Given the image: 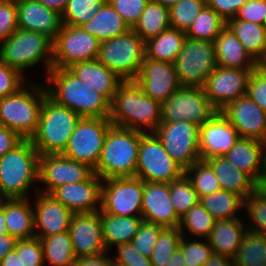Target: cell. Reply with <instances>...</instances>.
I'll list each match as a JSON object with an SVG mask.
<instances>
[{"label": "cell", "instance_id": "1", "mask_svg": "<svg viewBox=\"0 0 266 266\" xmlns=\"http://www.w3.org/2000/svg\"><path fill=\"white\" fill-rule=\"evenodd\" d=\"M48 96L83 117L109 118L110 102L68 68H53L45 76Z\"/></svg>", "mask_w": 266, "mask_h": 266}, {"label": "cell", "instance_id": "2", "mask_svg": "<svg viewBox=\"0 0 266 266\" xmlns=\"http://www.w3.org/2000/svg\"><path fill=\"white\" fill-rule=\"evenodd\" d=\"M113 125L153 133L161 123V104L146 95L135 81H122L110 103ZM143 127V128H142Z\"/></svg>", "mask_w": 266, "mask_h": 266}, {"label": "cell", "instance_id": "3", "mask_svg": "<svg viewBox=\"0 0 266 266\" xmlns=\"http://www.w3.org/2000/svg\"><path fill=\"white\" fill-rule=\"evenodd\" d=\"M143 132L112 125L93 169L102 180L135 176Z\"/></svg>", "mask_w": 266, "mask_h": 266}, {"label": "cell", "instance_id": "4", "mask_svg": "<svg viewBox=\"0 0 266 266\" xmlns=\"http://www.w3.org/2000/svg\"><path fill=\"white\" fill-rule=\"evenodd\" d=\"M39 154L30 139L0 157V195L3 199H25L39 181Z\"/></svg>", "mask_w": 266, "mask_h": 266}, {"label": "cell", "instance_id": "5", "mask_svg": "<svg viewBox=\"0 0 266 266\" xmlns=\"http://www.w3.org/2000/svg\"><path fill=\"white\" fill-rule=\"evenodd\" d=\"M33 84L29 81L16 93L0 98V124L23 139H30L36 133L42 103L48 95L46 85Z\"/></svg>", "mask_w": 266, "mask_h": 266}, {"label": "cell", "instance_id": "6", "mask_svg": "<svg viewBox=\"0 0 266 266\" xmlns=\"http://www.w3.org/2000/svg\"><path fill=\"white\" fill-rule=\"evenodd\" d=\"M81 118L47 95L42 103L37 131L30 138L38 154H62Z\"/></svg>", "mask_w": 266, "mask_h": 266}, {"label": "cell", "instance_id": "7", "mask_svg": "<svg viewBox=\"0 0 266 266\" xmlns=\"http://www.w3.org/2000/svg\"><path fill=\"white\" fill-rule=\"evenodd\" d=\"M53 41L46 34L18 28L0 45V59L22 75L42 61L48 74L52 69Z\"/></svg>", "mask_w": 266, "mask_h": 266}, {"label": "cell", "instance_id": "8", "mask_svg": "<svg viewBox=\"0 0 266 266\" xmlns=\"http://www.w3.org/2000/svg\"><path fill=\"white\" fill-rule=\"evenodd\" d=\"M145 57V42L132 30L100 42L97 60L122 81H135Z\"/></svg>", "mask_w": 266, "mask_h": 266}, {"label": "cell", "instance_id": "9", "mask_svg": "<svg viewBox=\"0 0 266 266\" xmlns=\"http://www.w3.org/2000/svg\"><path fill=\"white\" fill-rule=\"evenodd\" d=\"M174 65L182 86L203 87L218 66L214 42L186 37Z\"/></svg>", "mask_w": 266, "mask_h": 266}, {"label": "cell", "instance_id": "10", "mask_svg": "<svg viewBox=\"0 0 266 266\" xmlns=\"http://www.w3.org/2000/svg\"><path fill=\"white\" fill-rule=\"evenodd\" d=\"M185 174L154 133H143L139 143L135 176L144 182L170 183Z\"/></svg>", "mask_w": 266, "mask_h": 266}, {"label": "cell", "instance_id": "11", "mask_svg": "<svg viewBox=\"0 0 266 266\" xmlns=\"http://www.w3.org/2000/svg\"><path fill=\"white\" fill-rule=\"evenodd\" d=\"M216 112L203 87L182 86L161 105V123L185 120L202 126Z\"/></svg>", "mask_w": 266, "mask_h": 266}, {"label": "cell", "instance_id": "12", "mask_svg": "<svg viewBox=\"0 0 266 266\" xmlns=\"http://www.w3.org/2000/svg\"><path fill=\"white\" fill-rule=\"evenodd\" d=\"M112 125L109 118H81L62 155L70 160L86 163L94 169Z\"/></svg>", "mask_w": 266, "mask_h": 266}, {"label": "cell", "instance_id": "13", "mask_svg": "<svg viewBox=\"0 0 266 266\" xmlns=\"http://www.w3.org/2000/svg\"><path fill=\"white\" fill-rule=\"evenodd\" d=\"M143 192L144 181L136 176L103 179L101 211L115 216H142Z\"/></svg>", "mask_w": 266, "mask_h": 266}, {"label": "cell", "instance_id": "14", "mask_svg": "<svg viewBox=\"0 0 266 266\" xmlns=\"http://www.w3.org/2000/svg\"><path fill=\"white\" fill-rule=\"evenodd\" d=\"M100 41L80 26L63 24L53 41V68H69L71 65L95 60Z\"/></svg>", "mask_w": 266, "mask_h": 266}, {"label": "cell", "instance_id": "15", "mask_svg": "<svg viewBox=\"0 0 266 266\" xmlns=\"http://www.w3.org/2000/svg\"><path fill=\"white\" fill-rule=\"evenodd\" d=\"M153 133L184 170L200 160L198 125L185 120L160 123Z\"/></svg>", "mask_w": 266, "mask_h": 266}, {"label": "cell", "instance_id": "16", "mask_svg": "<svg viewBox=\"0 0 266 266\" xmlns=\"http://www.w3.org/2000/svg\"><path fill=\"white\" fill-rule=\"evenodd\" d=\"M253 70L217 66L207 77L203 89L217 111L233 100L247 95L248 81Z\"/></svg>", "mask_w": 266, "mask_h": 266}, {"label": "cell", "instance_id": "17", "mask_svg": "<svg viewBox=\"0 0 266 266\" xmlns=\"http://www.w3.org/2000/svg\"><path fill=\"white\" fill-rule=\"evenodd\" d=\"M94 173L93 168L83 162L70 160L62 154L39 156V182L44 184L42 193L50 194L58 186L87 180Z\"/></svg>", "mask_w": 266, "mask_h": 266}, {"label": "cell", "instance_id": "18", "mask_svg": "<svg viewBox=\"0 0 266 266\" xmlns=\"http://www.w3.org/2000/svg\"><path fill=\"white\" fill-rule=\"evenodd\" d=\"M135 82L142 91L161 105L182 87L174 63L144 57Z\"/></svg>", "mask_w": 266, "mask_h": 266}, {"label": "cell", "instance_id": "19", "mask_svg": "<svg viewBox=\"0 0 266 266\" xmlns=\"http://www.w3.org/2000/svg\"><path fill=\"white\" fill-rule=\"evenodd\" d=\"M76 258L107 253L103 241L101 210L74 213L68 229Z\"/></svg>", "mask_w": 266, "mask_h": 266}, {"label": "cell", "instance_id": "20", "mask_svg": "<svg viewBox=\"0 0 266 266\" xmlns=\"http://www.w3.org/2000/svg\"><path fill=\"white\" fill-rule=\"evenodd\" d=\"M220 112L236 128L241 138H252L266 143V112L248 95L233 100Z\"/></svg>", "mask_w": 266, "mask_h": 266}, {"label": "cell", "instance_id": "21", "mask_svg": "<svg viewBox=\"0 0 266 266\" xmlns=\"http://www.w3.org/2000/svg\"><path fill=\"white\" fill-rule=\"evenodd\" d=\"M239 139L240 135L236 128L217 111L207 122L199 126L200 159L224 157Z\"/></svg>", "mask_w": 266, "mask_h": 266}, {"label": "cell", "instance_id": "22", "mask_svg": "<svg viewBox=\"0 0 266 266\" xmlns=\"http://www.w3.org/2000/svg\"><path fill=\"white\" fill-rule=\"evenodd\" d=\"M101 184L102 179L93 173L83 182L58 186L50 194L73 213L97 212L101 210Z\"/></svg>", "mask_w": 266, "mask_h": 266}, {"label": "cell", "instance_id": "23", "mask_svg": "<svg viewBox=\"0 0 266 266\" xmlns=\"http://www.w3.org/2000/svg\"><path fill=\"white\" fill-rule=\"evenodd\" d=\"M36 195L33 208L35 237L44 238L67 232L74 213L51 194L40 192L39 188Z\"/></svg>", "mask_w": 266, "mask_h": 266}, {"label": "cell", "instance_id": "24", "mask_svg": "<svg viewBox=\"0 0 266 266\" xmlns=\"http://www.w3.org/2000/svg\"><path fill=\"white\" fill-rule=\"evenodd\" d=\"M142 218L162 227H179L181 218L171 202L168 183L144 182Z\"/></svg>", "mask_w": 266, "mask_h": 266}, {"label": "cell", "instance_id": "25", "mask_svg": "<svg viewBox=\"0 0 266 266\" xmlns=\"http://www.w3.org/2000/svg\"><path fill=\"white\" fill-rule=\"evenodd\" d=\"M18 28L43 33L56 38L61 30V14L47 8L37 0H17Z\"/></svg>", "mask_w": 266, "mask_h": 266}, {"label": "cell", "instance_id": "26", "mask_svg": "<svg viewBox=\"0 0 266 266\" xmlns=\"http://www.w3.org/2000/svg\"><path fill=\"white\" fill-rule=\"evenodd\" d=\"M224 157L256 183L265 170L266 143L257 139L240 137Z\"/></svg>", "mask_w": 266, "mask_h": 266}, {"label": "cell", "instance_id": "27", "mask_svg": "<svg viewBox=\"0 0 266 266\" xmlns=\"http://www.w3.org/2000/svg\"><path fill=\"white\" fill-rule=\"evenodd\" d=\"M68 69L90 88L102 94L110 103L118 85L122 82L112 70L97 59L75 63Z\"/></svg>", "mask_w": 266, "mask_h": 266}, {"label": "cell", "instance_id": "28", "mask_svg": "<svg viewBox=\"0 0 266 266\" xmlns=\"http://www.w3.org/2000/svg\"><path fill=\"white\" fill-rule=\"evenodd\" d=\"M243 219L216 220L207 238L214 253L233 258L247 231Z\"/></svg>", "mask_w": 266, "mask_h": 266}, {"label": "cell", "instance_id": "29", "mask_svg": "<svg viewBox=\"0 0 266 266\" xmlns=\"http://www.w3.org/2000/svg\"><path fill=\"white\" fill-rule=\"evenodd\" d=\"M214 44L218 66L235 69L255 68V60L227 27L220 32Z\"/></svg>", "mask_w": 266, "mask_h": 266}, {"label": "cell", "instance_id": "30", "mask_svg": "<svg viewBox=\"0 0 266 266\" xmlns=\"http://www.w3.org/2000/svg\"><path fill=\"white\" fill-rule=\"evenodd\" d=\"M214 170L222 190L231 192L245 200L256 191V183L244 172L229 163L225 157L205 160Z\"/></svg>", "mask_w": 266, "mask_h": 266}, {"label": "cell", "instance_id": "31", "mask_svg": "<svg viewBox=\"0 0 266 266\" xmlns=\"http://www.w3.org/2000/svg\"><path fill=\"white\" fill-rule=\"evenodd\" d=\"M29 198L4 199V215L8 232L19 239L35 237L34 212Z\"/></svg>", "mask_w": 266, "mask_h": 266}, {"label": "cell", "instance_id": "32", "mask_svg": "<svg viewBox=\"0 0 266 266\" xmlns=\"http://www.w3.org/2000/svg\"><path fill=\"white\" fill-rule=\"evenodd\" d=\"M80 27L100 42L123 35L131 29L109 2Z\"/></svg>", "mask_w": 266, "mask_h": 266}, {"label": "cell", "instance_id": "33", "mask_svg": "<svg viewBox=\"0 0 266 266\" xmlns=\"http://www.w3.org/2000/svg\"><path fill=\"white\" fill-rule=\"evenodd\" d=\"M142 221V216H115L101 211L103 241L107 251L111 245L131 242Z\"/></svg>", "mask_w": 266, "mask_h": 266}, {"label": "cell", "instance_id": "34", "mask_svg": "<svg viewBox=\"0 0 266 266\" xmlns=\"http://www.w3.org/2000/svg\"><path fill=\"white\" fill-rule=\"evenodd\" d=\"M185 38V32L169 27L160 35L145 42V57L155 61L174 63Z\"/></svg>", "mask_w": 266, "mask_h": 266}, {"label": "cell", "instance_id": "35", "mask_svg": "<svg viewBox=\"0 0 266 266\" xmlns=\"http://www.w3.org/2000/svg\"><path fill=\"white\" fill-rule=\"evenodd\" d=\"M226 27L232 31L248 54L256 61L266 48V26L234 17L226 22Z\"/></svg>", "mask_w": 266, "mask_h": 266}, {"label": "cell", "instance_id": "36", "mask_svg": "<svg viewBox=\"0 0 266 266\" xmlns=\"http://www.w3.org/2000/svg\"><path fill=\"white\" fill-rule=\"evenodd\" d=\"M170 26L169 8L149 1L132 30L144 41L160 35Z\"/></svg>", "mask_w": 266, "mask_h": 266}, {"label": "cell", "instance_id": "37", "mask_svg": "<svg viewBox=\"0 0 266 266\" xmlns=\"http://www.w3.org/2000/svg\"><path fill=\"white\" fill-rule=\"evenodd\" d=\"M199 202L216 220L237 219V212L244 208L240 196L225 190L200 197Z\"/></svg>", "mask_w": 266, "mask_h": 266}, {"label": "cell", "instance_id": "38", "mask_svg": "<svg viewBox=\"0 0 266 266\" xmlns=\"http://www.w3.org/2000/svg\"><path fill=\"white\" fill-rule=\"evenodd\" d=\"M43 250L44 262L51 266H73L76 256L72 241L67 232L39 238Z\"/></svg>", "mask_w": 266, "mask_h": 266}, {"label": "cell", "instance_id": "39", "mask_svg": "<svg viewBox=\"0 0 266 266\" xmlns=\"http://www.w3.org/2000/svg\"><path fill=\"white\" fill-rule=\"evenodd\" d=\"M234 266H266V235L247 230L233 257Z\"/></svg>", "mask_w": 266, "mask_h": 266}, {"label": "cell", "instance_id": "40", "mask_svg": "<svg viewBox=\"0 0 266 266\" xmlns=\"http://www.w3.org/2000/svg\"><path fill=\"white\" fill-rule=\"evenodd\" d=\"M225 27L226 21L206 5L185 34L191 39L214 42Z\"/></svg>", "mask_w": 266, "mask_h": 266}, {"label": "cell", "instance_id": "41", "mask_svg": "<svg viewBox=\"0 0 266 266\" xmlns=\"http://www.w3.org/2000/svg\"><path fill=\"white\" fill-rule=\"evenodd\" d=\"M186 177L192 183L198 197L222 190L214 170L205 160H198L185 170Z\"/></svg>", "mask_w": 266, "mask_h": 266}, {"label": "cell", "instance_id": "42", "mask_svg": "<svg viewBox=\"0 0 266 266\" xmlns=\"http://www.w3.org/2000/svg\"><path fill=\"white\" fill-rule=\"evenodd\" d=\"M216 219L198 202L180 219L179 230L189 232L194 237L208 238ZM186 227V229H185Z\"/></svg>", "mask_w": 266, "mask_h": 266}, {"label": "cell", "instance_id": "43", "mask_svg": "<svg viewBox=\"0 0 266 266\" xmlns=\"http://www.w3.org/2000/svg\"><path fill=\"white\" fill-rule=\"evenodd\" d=\"M108 0H69L61 14L62 24L81 26L87 23Z\"/></svg>", "mask_w": 266, "mask_h": 266}, {"label": "cell", "instance_id": "44", "mask_svg": "<svg viewBox=\"0 0 266 266\" xmlns=\"http://www.w3.org/2000/svg\"><path fill=\"white\" fill-rule=\"evenodd\" d=\"M169 192L171 202L180 218L199 202L197 192L185 174L169 183Z\"/></svg>", "mask_w": 266, "mask_h": 266}, {"label": "cell", "instance_id": "45", "mask_svg": "<svg viewBox=\"0 0 266 266\" xmlns=\"http://www.w3.org/2000/svg\"><path fill=\"white\" fill-rule=\"evenodd\" d=\"M182 233L179 227H165L156 242L150 262L153 266H167L171 256L179 248Z\"/></svg>", "mask_w": 266, "mask_h": 266}, {"label": "cell", "instance_id": "46", "mask_svg": "<svg viewBox=\"0 0 266 266\" xmlns=\"http://www.w3.org/2000/svg\"><path fill=\"white\" fill-rule=\"evenodd\" d=\"M206 5V0H181L175 3L169 8L170 26L186 33Z\"/></svg>", "mask_w": 266, "mask_h": 266}, {"label": "cell", "instance_id": "47", "mask_svg": "<svg viewBox=\"0 0 266 266\" xmlns=\"http://www.w3.org/2000/svg\"><path fill=\"white\" fill-rule=\"evenodd\" d=\"M250 218L247 230L266 235V198L255 191L244 200V208Z\"/></svg>", "mask_w": 266, "mask_h": 266}, {"label": "cell", "instance_id": "48", "mask_svg": "<svg viewBox=\"0 0 266 266\" xmlns=\"http://www.w3.org/2000/svg\"><path fill=\"white\" fill-rule=\"evenodd\" d=\"M182 235L179 244V249L181 250L184 261L187 266H203L212 256L213 249L210 247L207 239L202 242L197 239L192 241Z\"/></svg>", "mask_w": 266, "mask_h": 266}, {"label": "cell", "instance_id": "49", "mask_svg": "<svg viewBox=\"0 0 266 266\" xmlns=\"http://www.w3.org/2000/svg\"><path fill=\"white\" fill-rule=\"evenodd\" d=\"M165 227L142 221L131 243L145 257L150 258L153 248L158 241L160 232Z\"/></svg>", "mask_w": 266, "mask_h": 266}, {"label": "cell", "instance_id": "50", "mask_svg": "<svg viewBox=\"0 0 266 266\" xmlns=\"http://www.w3.org/2000/svg\"><path fill=\"white\" fill-rule=\"evenodd\" d=\"M14 250L20 255L21 266H44L46 263L38 237L17 240Z\"/></svg>", "mask_w": 266, "mask_h": 266}, {"label": "cell", "instance_id": "51", "mask_svg": "<svg viewBox=\"0 0 266 266\" xmlns=\"http://www.w3.org/2000/svg\"><path fill=\"white\" fill-rule=\"evenodd\" d=\"M18 29L17 0H0V43Z\"/></svg>", "mask_w": 266, "mask_h": 266}, {"label": "cell", "instance_id": "52", "mask_svg": "<svg viewBox=\"0 0 266 266\" xmlns=\"http://www.w3.org/2000/svg\"><path fill=\"white\" fill-rule=\"evenodd\" d=\"M26 83L24 75L0 59V98L16 93Z\"/></svg>", "mask_w": 266, "mask_h": 266}, {"label": "cell", "instance_id": "53", "mask_svg": "<svg viewBox=\"0 0 266 266\" xmlns=\"http://www.w3.org/2000/svg\"><path fill=\"white\" fill-rule=\"evenodd\" d=\"M108 2L132 29L149 0H108Z\"/></svg>", "mask_w": 266, "mask_h": 266}, {"label": "cell", "instance_id": "54", "mask_svg": "<svg viewBox=\"0 0 266 266\" xmlns=\"http://www.w3.org/2000/svg\"><path fill=\"white\" fill-rule=\"evenodd\" d=\"M247 95L266 112V71L255 66L248 81Z\"/></svg>", "mask_w": 266, "mask_h": 266}, {"label": "cell", "instance_id": "55", "mask_svg": "<svg viewBox=\"0 0 266 266\" xmlns=\"http://www.w3.org/2000/svg\"><path fill=\"white\" fill-rule=\"evenodd\" d=\"M235 18L266 26V0H247Z\"/></svg>", "mask_w": 266, "mask_h": 266}, {"label": "cell", "instance_id": "56", "mask_svg": "<svg viewBox=\"0 0 266 266\" xmlns=\"http://www.w3.org/2000/svg\"><path fill=\"white\" fill-rule=\"evenodd\" d=\"M117 256L113 257L124 266H153L150 258L142 255L131 242L116 246Z\"/></svg>", "mask_w": 266, "mask_h": 266}, {"label": "cell", "instance_id": "57", "mask_svg": "<svg viewBox=\"0 0 266 266\" xmlns=\"http://www.w3.org/2000/svg\"><path fill=\"white\" fill-rule=\"evenodd\" d=\"M247 0H206L207 6L212 8L224 21L236 16L239 8Z\"/></svg>", "mask_w": 266, "mask_h": 266}, {"label": "cell", "instance_id": "58", "mask_svg": "<svg viewBox=\"0 0 266 266\" xmlns=\"http://www.w3.org/2000/svg\"><path fill=\"white\" fill-rule=\"evenodd\" d=\"M23 140L17 132L0 124V157L13 150Z\"/></svg>", "mask_w": 266, "mask_h": 266}, {"label": "cell", "instance_id": "59", "mask_svg": "<svg viewBox=\"0 0 266 266\" xmlns=\"http://www.w3.org/2000/svg\"><path fill=\"white\" fill-rule=\"evenodd\" d=\"M113 259L105 253L97 256L76 258L73 266H110V261Z\"/></svg>", "mask_w": 266, "mask_h": 266}, {"label": "cell", "instance_id": "60", "mask_svg": "<svg viewBox=\"0 0 266 266\" xmlns=\"http://www.w3.org/2000/svg\"><path fill=\"white\" fill-rule=\"evenodd\" d=\"M17 239L10 234L0 235V261L11 251L14 250Z\"/></svg>", "mask_w": 266, "mask_h": 266}, {"label": "cell", "instance_id": "61", "mask_svg": "<svg viewBox=\"0 0 266 266\" xmlns=\"http://www.w3.org/2000/svg\"><path fill=\"white\" fill-rule=\"evenodd\" d=\"M203 266H234L233 258L213 253L210 259Z\"/></svg>", "mask_w": 266, "mask_h": 266}, {"label": "cell", "instance_id": "62", "mask_svg": "<svg viewBox=\"0 0 266 266\" xmlns=\"http://www.w3.org/2000/svg\"><path fill=\"white\" fill-rule=\"evenodd\" d=\"M47 8L62 14L69 0H37Z\"/></svg>", "mask_w": 266, "mask_h": 266}, {"label": "cell", "instance_id": "63", "mask_svg": "<svg viewBox=\"0 0 266 266\" xmlns=\"http://www.w3.org/2000/svg\"><path fill=\"white\" fill-rule=\"evenodd\" d=\"M0 266H21L20 255L15 250L9 252L1 261Z\"/></svg>", "mask_w": 266, "mask_h": 266}, {"label": "cell", "instance_id": "64", "mask_svg": "<svg viewBox=\"0 0 266 266\" xmlns=\"http://www.w3.org/2000/svg\"><path fill=\"white\" fill-rule=\"evenodd\" d=\"M167 266H187L184 261V256L179 248L171 256Z\"/></svg>", "mask_w": 266, "mask_h": 266}, {"label": "cell", "instance_id": "65", "mask_svg": "<svg viewBox=\"0 0 266 266\" xmlns=\"http://www.w3.org/2000/svg\"><path fill=\"white\" fill-rule=\"evenodd\" d=\"M256 191L266 198V167L259 177V180L256 182Z\"/></svg>", "mask_w": 266, "mask_h": 266}, {"label": "cell", "instance_id": "66", "mask_svg": "<svg viewBox=\"0 0 266 266\" xmlns=\"http://www.w3.org/2000/svg\"><path fill=\"white\" fill-rule=\"evenodd\" d=\"M1 234H9L4 215V199L0 201V235Z\"/></svg>", "mask_w": 266, "mask_h": 266}, {"label": "cell", "instance_id": "67", "mask_svg": "<svg viewBox=\"0 0 266 266\" xmlns=\"http://www.w3.org/2000/svg\"><path fill=\"white\" fill-rule=\"evenodd\" d=\"M255 66L260 70L266 71V48L262 51V54L256 59Z\"/></svg>", "mask_w": 266, "mask_h": 266}, {"label": "cell", "instance_id": "68", "mask_svg": "<svg viewBox=\"0 0 266 266\" xmlns=\"http://www.w3.org/2000/svg\"><path fill=\"white\" fill-rule=\"evenodd\" d=\"M149 1L159 3L163 6L170 8L172 5H174L175 3H178L181 0H149Z\"/></svg>", "mask_w": 266, "mask_h": 266}, {"label": "cell", "instance_id": "69", "mask_svg": "<svg viewBox=\"0 0 266 266\" xmlns=\"http://www.w3.org/2000/svg\"><path fill=\"white\" fill-rule=\"evenodd\" d=\"M110 266H124L123 264L117 262L115 259L110 261Z\"/></svg>", "mask_w": 266, "mask_h": 266}]
</instances>
